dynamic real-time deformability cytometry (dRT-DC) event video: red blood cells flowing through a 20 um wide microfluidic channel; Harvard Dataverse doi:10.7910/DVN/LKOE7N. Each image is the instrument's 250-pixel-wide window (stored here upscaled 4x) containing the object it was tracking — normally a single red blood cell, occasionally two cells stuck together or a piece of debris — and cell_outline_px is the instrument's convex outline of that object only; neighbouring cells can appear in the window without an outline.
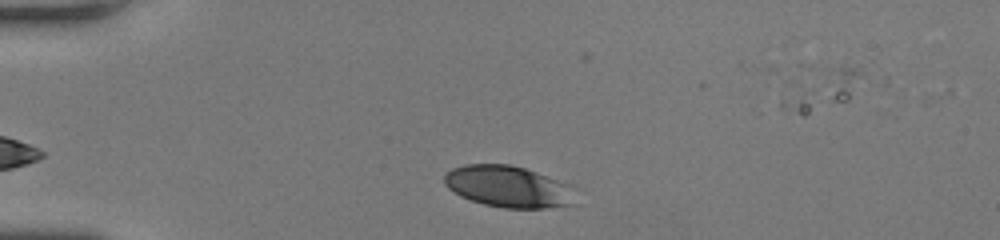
{"species": "human", "species_latin": "Homo sapiens", "temperature_condition": "room temperature", "stored_images_in_passage": 36, "camera_frame_rate_fps": 3000, "um_per_image_px": 0.085, "donor": {"sex": "female"}, "frame": {"image": 1, "passage_image": 3, "time_ms": 0.667, "image_size_px": [1000, 240], "cell_outline_px": [[568, 204], [544, 208], [504, 208], [484, 204], [460, 196], [448, 188], [444, 184], [444, 176], [452, 168], [464, 164], [508, 164], [524, 168], [536, 172], [568, 184]], "centroid_in_image_um": [43.04, 15.84], "position_along_channel_um": 42.0, "area_um2": 30.75}}
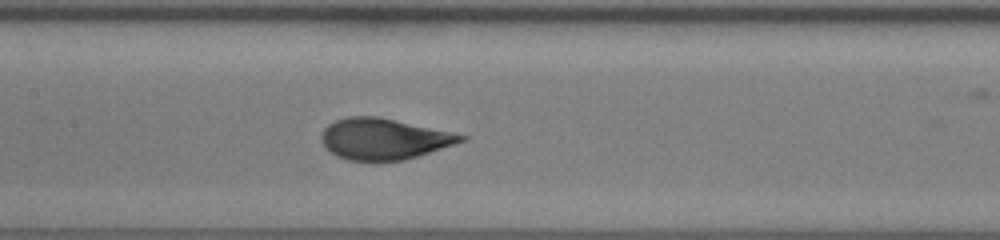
{"frame": {"image": 2, "passage_image": 16, "time_ms": 5.0, "image_size_px": [1000, 240], "cell_outline_px": [[468, 140], [404, 160], [348, 160], [336, 156], [320, 140], [320, 136], [324, 128], [328, 124], [336, 120], [348, 116], [376, 116], [452, 132], [468, 136]], "centroid_in_image_um": [32.62, 11.8], "position_along_channel_um": 174.8, "area_um2": 33.12}}
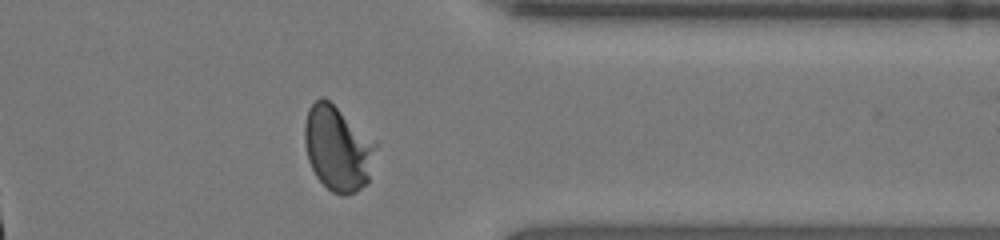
{"frame": {"image": 3, "passage_image": 32, "time_ms": 10.333, "image_size_px": [1000, 240], "cell_outline_px": [[376, 144], [368, 184], [356, 192], [344, 196], [332, 192], [316, 176], [308, 160], [304, 144], [304, 124], [308, 108], [320, 96], [324, 96]], "centroid_in_image_um": [28.66, 12.64], "position_along_channel_um": 382.7, "area_um2": 34.74}, "authors_computed_cell_mechanics": {"area_um2": 33.6107, "velocity_mm_per_s": 4.025, "shape_relaxation_time_tau1_ms": 3.5546, "shape_relaxation_time_tau2_ms": null, "deformation_change_tau1": 0.1887, "deformation_change_tau2": null}}